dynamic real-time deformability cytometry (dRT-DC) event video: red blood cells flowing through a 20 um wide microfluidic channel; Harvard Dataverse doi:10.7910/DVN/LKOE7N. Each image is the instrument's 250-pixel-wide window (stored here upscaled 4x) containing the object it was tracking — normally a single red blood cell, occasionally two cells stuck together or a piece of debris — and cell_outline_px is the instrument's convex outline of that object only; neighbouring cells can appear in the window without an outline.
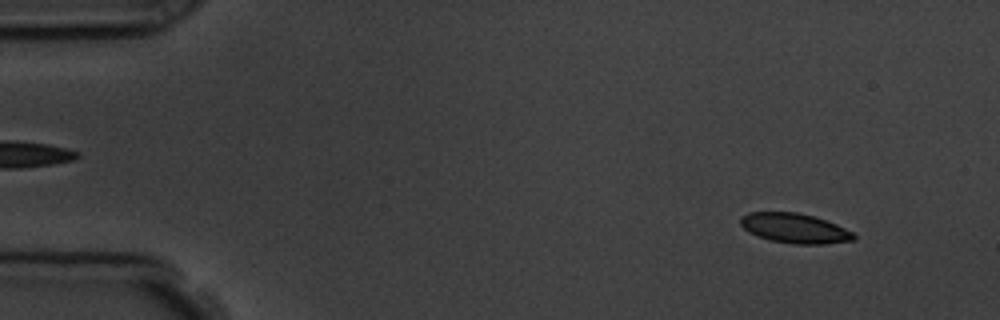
{"species": "common noctule bat (a hibernating species)", "species_latin": "Nyctalus noctula", "temperature_condition": "room temperature", "stored_images_in_passage": 5, "camera_frame_rate_fps": 3000, "um_per_image_px": 0.085, "animal": {"sex": "male", "body_mass_g": 19.5, "forearm_length_mm": 54.6}, "frame": {"image": 1, "passage_image": 2, "time_ms": 1.0, "image_size_px": [1000, 320], "cell_outline_px": [[856, 240], [824, 244], [796, 244], [772, 240], [748, 232], [740, 224], [740, 216], [748, 212], [796, 212], [812, 216], [836, 224], [852, 232], [856, 236]], "centroid_in_image_um": [67.54, 19.4], "position_along_channel_um": 17.5, "area_um2": 19.48}}
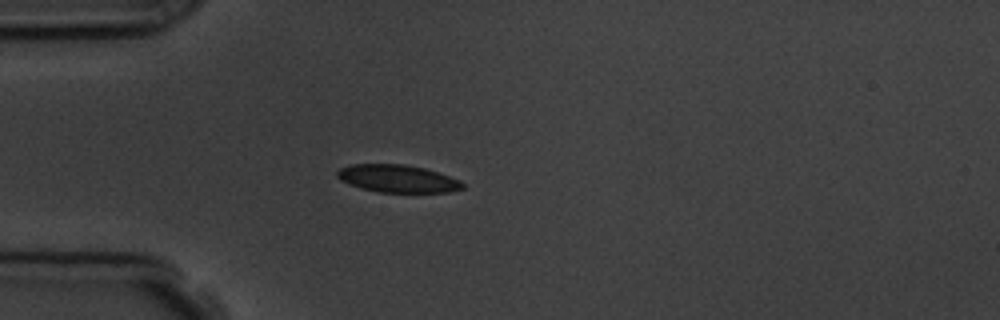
{"frame": {"image": 2, "passage_image": 4, "time_ms": 4.333, "image_size_px": [1000, 320], "cell_outline_px": [[464, 188], [448, 192], [376, 192], [360, 188], [340, 180], [336, 176], [336, 172], [340, 168], [348, 164], [404, 164], [424, 168], [460, 180], [464, 184]], "centroid_in_image_um": [33.75, 15.18], "position_along_channel_um": 51.2, "area_um2": 20.17}}